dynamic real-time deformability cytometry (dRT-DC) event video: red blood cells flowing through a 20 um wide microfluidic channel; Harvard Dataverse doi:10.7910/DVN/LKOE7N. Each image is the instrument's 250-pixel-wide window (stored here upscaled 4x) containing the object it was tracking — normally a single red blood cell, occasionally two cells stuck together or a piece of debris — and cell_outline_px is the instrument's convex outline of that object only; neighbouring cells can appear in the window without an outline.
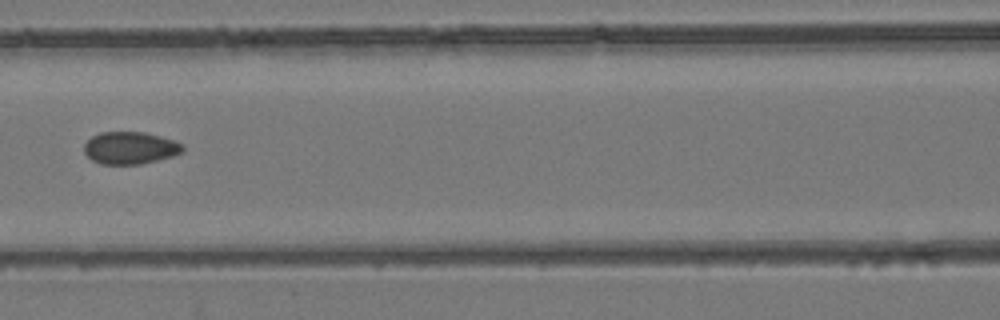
{"species": "common noctule bat (a hibernating species)", "species_latin": "Nyctalus noctula", "temperature_condition": "room temperature", "stored_images_in_passage": 3, "camera_frame_rate_fps": 3000, "um_per_image_px": 0.085, "animal": {"sex": "female", "body_mass_g": 24.6, "forearm_length_mm": 56.2}, "frame": {"image": 1, "passage_image": 3, "time_ms": 2.333, "image_size_px": [1000, 320], "cell_outline_px": [[184, 152], [172, 156], [140, 164], [100, 164], [92, 160], [84, 152], [84, 144], [92, 136], [100, 132], [144, 132], [160, 136], [184, 144]], "centroid_in_image_um": [11.06, 12.57], "position_along_channel_um": 155.5, "area_um2": 18.55}}